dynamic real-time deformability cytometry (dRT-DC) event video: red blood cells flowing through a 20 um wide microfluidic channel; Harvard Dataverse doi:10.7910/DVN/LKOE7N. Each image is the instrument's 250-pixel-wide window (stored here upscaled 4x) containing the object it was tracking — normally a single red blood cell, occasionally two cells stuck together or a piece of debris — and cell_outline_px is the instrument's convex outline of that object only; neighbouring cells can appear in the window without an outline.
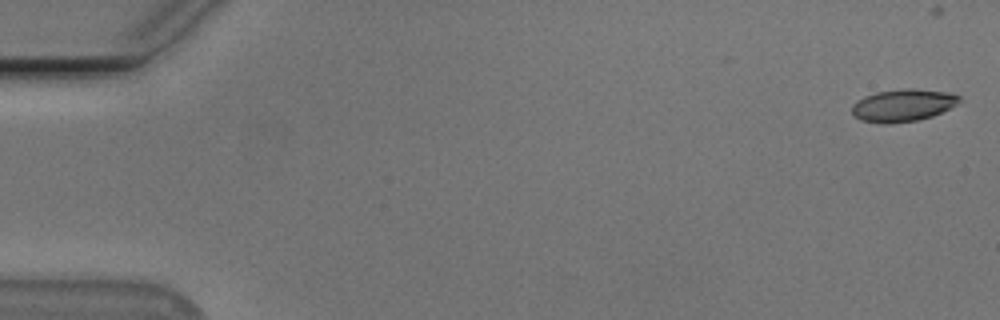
{"species": "Egyptian fruit bat (a non-hibernating species)", "species_latin": "Rousettus aegyptiacus", "temperature_condition": "cold", "stored_images_in_passage": 22, "camera_frame_rate_fps": 3000, "um_per_image_px": 0.085, "animal": {"sex": "male"}, "frame": {"image": 1, "passage_image": 1, "time_ms": 0.0, "image_size_px": [1000, 320], "cell_outline_px": [[960, 100], [956, 104], [932, 116], [916, 120], [860, 120], [852, 112], [852, 104], [856, 100], [864, 96], [876, 92], [904, 88], [912, 88], [948, 92], [960, 96]], "centroid_in_image_um": [76.76, 8.88], "position_along_channel_um": 8.2, "area_um2": 19.31}}